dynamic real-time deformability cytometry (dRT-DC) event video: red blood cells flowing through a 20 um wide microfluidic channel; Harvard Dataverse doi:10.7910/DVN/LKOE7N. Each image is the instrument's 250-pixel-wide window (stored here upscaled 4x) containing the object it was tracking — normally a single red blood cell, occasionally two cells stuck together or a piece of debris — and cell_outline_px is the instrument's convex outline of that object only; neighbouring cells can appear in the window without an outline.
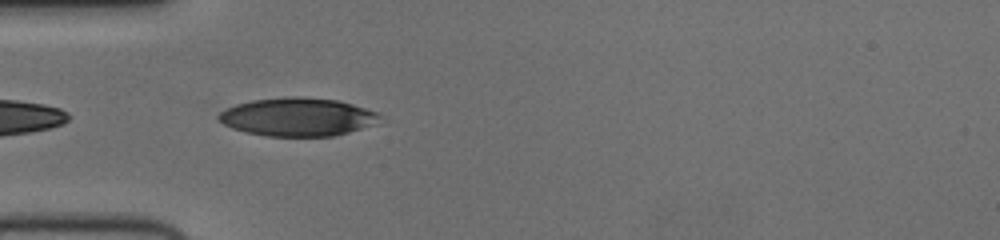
{"species": "human", "species_latin": "Homo sapiens", "temperature_condition": "cold", "stored_images_in_passage": 4, "camera_frame_rate_fps": 3000, "um_per_image_px": 0.085, "donor": {"sex": "female"}, "frame": {"image": 1, "passage_image": 2, "time_ms": 0.333, "image_size_px": [1000, 240], "cell_outline_px": [[384, 116], [360, 128], [348, 132], [332, 136], [264, 136], [244, 132], [232, 128], [224, 124], [216, 116], [220, 112], [236, 104], [252, 100], [292, 96], [296, 96], [336, 100], [352, 104], [376, 112]], "centroid_in_image_um": [25.23, 9.94], "position_along_channel_um": 59.8, "area_um2": 35.49}}